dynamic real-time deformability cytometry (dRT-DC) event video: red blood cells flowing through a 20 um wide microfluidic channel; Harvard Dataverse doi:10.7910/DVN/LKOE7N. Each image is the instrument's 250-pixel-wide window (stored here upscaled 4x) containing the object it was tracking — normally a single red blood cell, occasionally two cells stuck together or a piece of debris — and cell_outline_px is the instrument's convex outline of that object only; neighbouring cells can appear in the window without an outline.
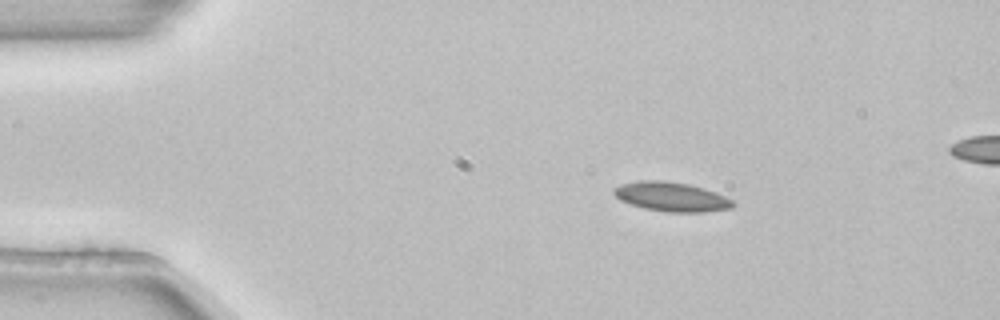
{"species": "common noctule bat (a hibernating species)", "species_latin": "Nyctalus noctula", "temperature_condition": "room temperature", "stored_images_in_passage": 5, "camera_frame_rate_fps": 3000, "um_per_image_px": 0.085, "animal": {"sex": "female", "body_mass_g": 22.7, "forearm_length_mm": 54.2}, "frame": {"image": 1, "passage_image": 3, "time_ms": 0.667, "image_size_px": [1000, 320], "cell_outline_px": [[736, 204], [732, 208], [704, 212], [668, 212], [644, 208], [620, 200], [612, 192], [612, 188], [624, 184], [640, 180], [660, 180], [688, 184], [704, 188], [716, 192], [732, 200]], "centroid_in_image_um": [57.08, 16.72], "position_along_channel_um": 27.9, "area_um2": 20.23}}